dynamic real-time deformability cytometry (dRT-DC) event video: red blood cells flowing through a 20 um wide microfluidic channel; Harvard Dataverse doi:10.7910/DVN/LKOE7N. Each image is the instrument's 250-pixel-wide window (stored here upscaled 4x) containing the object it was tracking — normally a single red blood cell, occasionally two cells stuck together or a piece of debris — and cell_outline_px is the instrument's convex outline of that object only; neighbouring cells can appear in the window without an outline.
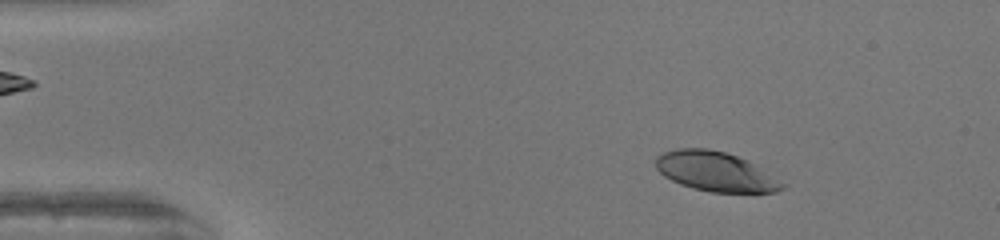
{"species": "human", "species_latin": "Homo sapiens", "temperature_condition": "warm", "stored_images_in_passage": 51, "camera_frame_rate_fps": 3000, "um_per_image_px": 0.085, "donor": {"sex": "female"}, "frame": {"image": 1, "passage_image": 7, "time_ms": 2.0, "image_size_px": [1000, 240], "cell_outline_px": [[788, 184], [784, 188], [776, 192], [712, 192], [692, 188], [680, 184], [664, 176], [656, 168], [656, 156], [660, 152], [676, 148], [708, 148], [724, 152], [748, 160]], "centroid_in_image_um": [60.82, 14.57], "position_along_channel_um": 24.2, "area_um2": 29.36}}
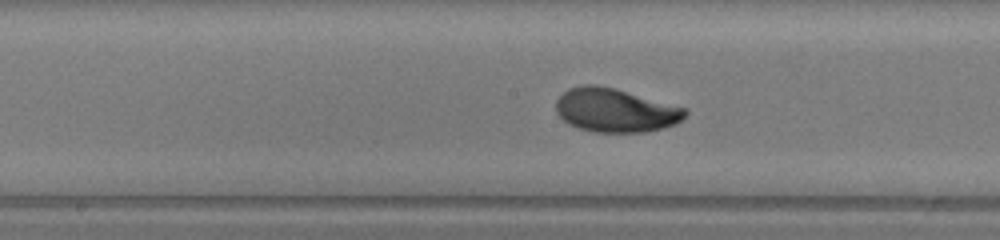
{"frame": {"image": 2, "passage_image": 26, "time_ms": 8.333, "image_size_px": [1000, 240], "cell_outline_px": [[688, 112], [676, 124], [664, 128], [644, 132], [596, 132], [580, 128], [568, 124], [556, 112], [556, 100], [568, 88], [584, 84], [596, 84], [612, 88], [688, 108]], "centroid_in_image_um": [52.3, 9.37], "position_along_channel_um": 195.9, "area_um2": 32.77}}
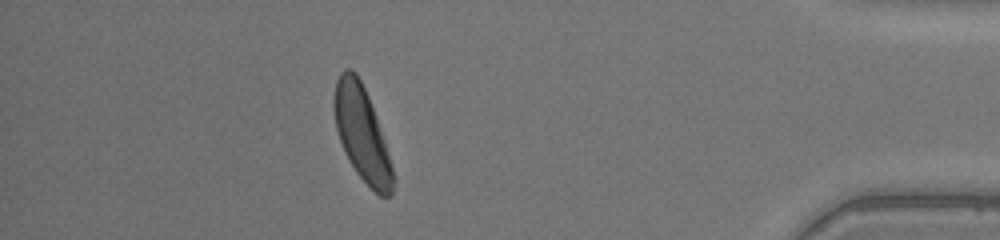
{"frame": {"image": 3, "passage_image": 45, "time_ms": 14.667, "image_size_px": [1000, 240], "cell_outline_px": [[396, 180], [392, 196], [380, 196], [356, 172], [344, 152], [336, 128], [332, 108], [332, 100], [336, 80], [340, 72], [344, 68], [352, 68], [356, 72], [368, 96], [376, 116], [384, 140]], "centroid_in_image_um": [30.74, 11.33], "position_along_channel_um": 404.5, "area_um2": 32.43}, "authors_computed_cell_mechanics": {"area_um2": 32.0212, "velocity_mm_per_s": 4.0418, "shape_relaxation_time_tau1_ms": 2.5559, "shape_relaxation_time_tau2_ms": null, "deformation_change_tau1": 0.1776, "deformation_change_tau2": null}}